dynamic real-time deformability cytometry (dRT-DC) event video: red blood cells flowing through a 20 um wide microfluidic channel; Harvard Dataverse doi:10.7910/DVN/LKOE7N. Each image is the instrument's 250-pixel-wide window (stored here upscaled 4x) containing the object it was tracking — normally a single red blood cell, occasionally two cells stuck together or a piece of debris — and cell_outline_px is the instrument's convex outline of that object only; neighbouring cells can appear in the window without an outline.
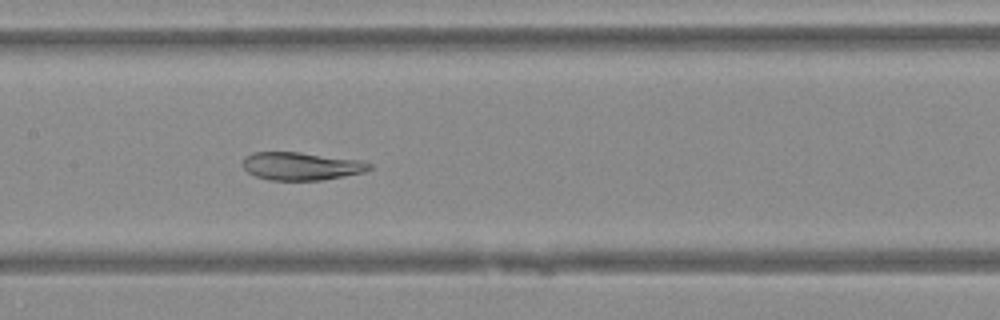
{"species": "Egyptian fruit bat (a non-hibernating species)", "species_latin": "Rousettus aegyptiacus", "temperature_condition": "warm", "stored_images_in_passage": 46, "camera_frame_rate_fps": 3000, "um_per_image_px": 0.085, "animal": {"sex": "female"}, "frame": {"image": 1, "passage_image": 22, "time_ms": 7.0, "image_size_px": [1000, 320], "cell_outline_px": [[372, 168], [364, 172], [324, 180], [272, 180], [256, 176], [248, 172], [244, 168], [244, 156], [252, 152], [300, 152], [364, 160], [372, 164]], "centroid_in_image_um": [25.66, 14.11], "position_along_channel_um": 181.7, "area_um2": 20.75}}
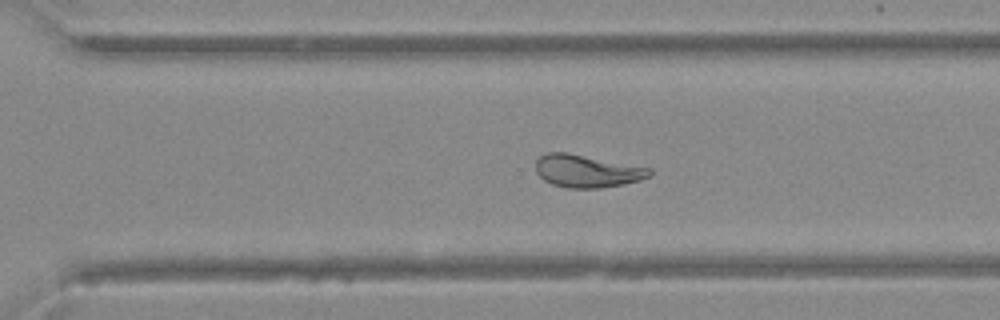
{"frame": {"image": 2, "passage_image": 32, "time_ms": 10.333, "image_size_px": [1000, 320], "cell_outline_px": [[652, 176], [640, 180], [624, 184], [600, 188], [568, 188], [552, 184], [544, 180], [536, 172], [536, 160], [540, 156], [548, 152], [568, 152], [652, 168]], "centroid_in_image_um": [49.92, 14.53], "position_along_channel_um": 320.7, "area_um2": 21.85}}
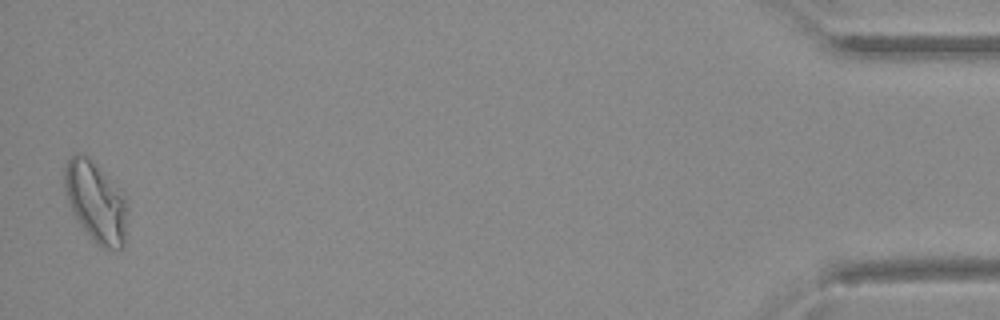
{"frame": {"image": 3, "passage_image": 46, "time_ms": 15.0, "image_size_px": [1000, 320], "cell_outline_px": [[128, 208], [124, 244], [116, 252], [104, 248], [96, 244], [84, 228], [68, 204], [64, 192], [64, 168], [68, 160], [76, 152], [88, 156], [124, 196]], "centroid_in_image_um": [8.14, 17.18], "position_along_channel_um": 427.1, "area_um2": 29.19}}